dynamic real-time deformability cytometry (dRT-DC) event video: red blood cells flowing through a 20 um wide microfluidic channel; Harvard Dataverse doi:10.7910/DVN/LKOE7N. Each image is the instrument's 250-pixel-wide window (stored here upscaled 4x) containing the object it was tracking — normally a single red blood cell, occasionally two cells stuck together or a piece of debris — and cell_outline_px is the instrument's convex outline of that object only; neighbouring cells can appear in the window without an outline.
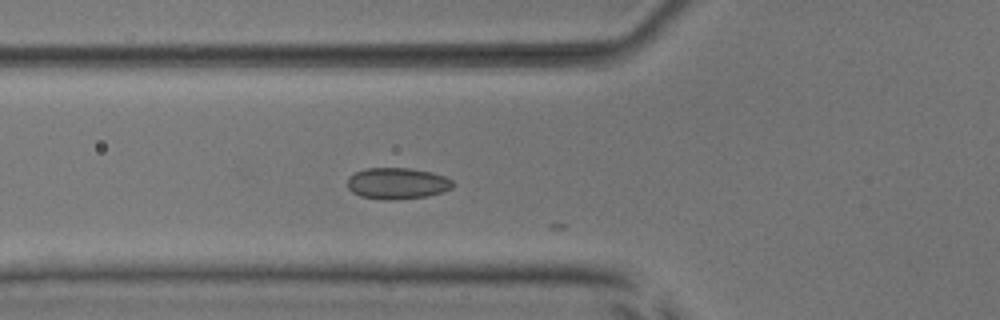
{"species": "common noctule bat (a hibernating species)", "species_latin": "Nyctalus noctula", "temperature_condition": "room temperature", "stored_images_in_passage": 21, "camera_frame_rate_fps": 3000, "um_per_image_px": 0.085, "animal": {"sex": "male", "body_mass_g": 17.9, "forearm_length_mm": 54.2}, "frame": {"image": 1, "passage_image": 20, "time_ms": 6.333, "image_size_px": [1000, 320], "cell_outline_px": [[456, 184], [452, 188], [444, 192], [428, 196], [396, 200], [384, 200], [360, 196], [352, 192], [348, 188], [348, 176], [364, 168], [408, 168], [432, 172], [444, 176], [452, 180]], "centroid_in_image_um": [33.79, 15.59], "position_along_channel_um": 92.0, "area_um2": 19.54}}